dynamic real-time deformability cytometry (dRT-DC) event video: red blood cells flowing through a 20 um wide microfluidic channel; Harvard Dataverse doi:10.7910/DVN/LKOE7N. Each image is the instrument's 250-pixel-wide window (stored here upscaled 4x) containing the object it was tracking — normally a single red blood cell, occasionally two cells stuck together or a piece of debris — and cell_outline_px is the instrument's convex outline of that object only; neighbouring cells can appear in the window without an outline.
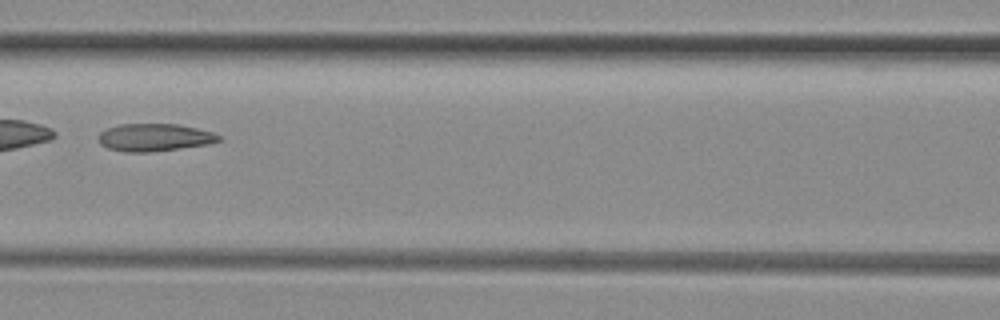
{"species": "common noctule bat (a hibernating species)", "species_latin": "Nyctalus noctula", "temperature_condition": "room temperature", "stored_images_in_passage": 49, "camera_frame_rate_fps": 3000, "um_per_image_px": 0.085, "animal": {"sex": "female", "body_mass_g": 29.2, "forearm_length_mm": 56.3}, "frame": {"image": 1, "passage_image": 22, "time_ms": 7.0, "image_size_px": [1000, 320], "cell_outline_px": [[220, 140], [208, 144], [148, 152], [124, 152], [108, 148], [100, 144], [96, 136], [100, 132], [108, 128], [120, 124], [180, 124], [212, 132], [220, 136]], "centroid_in_image_um": [13.08, 11.67], "position_along_channel_um": 153.5, "area_um2": 19.25}}
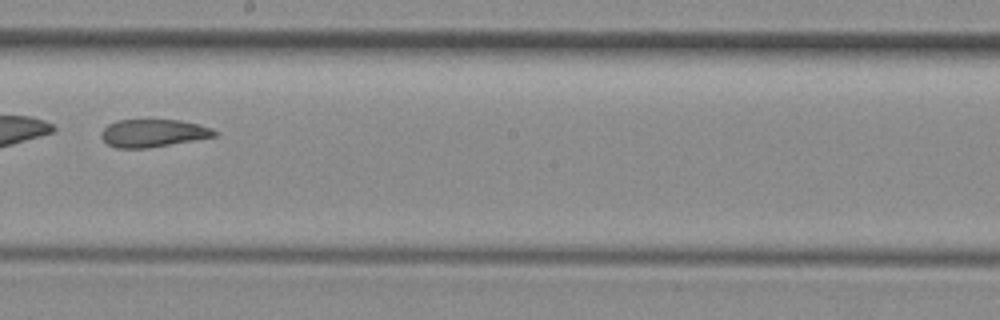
{"frame": {"image": 2, "passage_image": 28, "time_ms": 9.0, "image_size_px": [1000, 320], "cell_outline_px": [[216, 136], [148, 148], [116, 148], [108, 144], [100, 136], [100, 132], [108, 124], [116, 120], [148, 116], [180, 120], [212, 128], [216, 132]], "centroid_in_image_um": [12.95, 11.25], "position_along_channel_um": 235.3, "area_um2": 19.07}}